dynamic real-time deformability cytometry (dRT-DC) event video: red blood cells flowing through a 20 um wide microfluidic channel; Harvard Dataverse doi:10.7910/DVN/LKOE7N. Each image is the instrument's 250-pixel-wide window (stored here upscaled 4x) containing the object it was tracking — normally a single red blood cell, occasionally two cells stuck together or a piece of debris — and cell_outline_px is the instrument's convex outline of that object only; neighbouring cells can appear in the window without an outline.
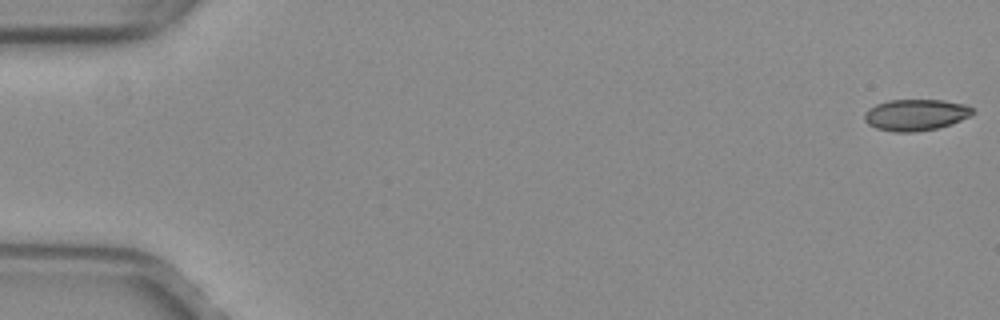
{"species": "common noctule bat (a hibernating species)", "species_latin": "Nyctalus noctula", "temperature_condition": "warm", "stored_images_in_passage": 52, "camera_frame_rate_fps": 3000, "um_per_image_px": 0.085, "animal": {"sex": "female", "body_mass_g": 29.2, "forearm_length_mm": 56.3}, "frame": {"image": 1, "passage_image": 1, "time_ms": 0.0, "image_size_px": [1000, 320], "cell_outline_px": [[976, 112], [972, 116], [952, 124], [936, 128], [916, 132], [892, 132], [876, 128], [868, 124], [864, 120], [864, 112], [868, 108], [876, 104], [888, 100], [944, 100], [964, 104], [972, 108]], "centroid_in_image_um": [77.84, 9.76], "position_along_channel_um": 7.2, "area_um2": 20.06}}
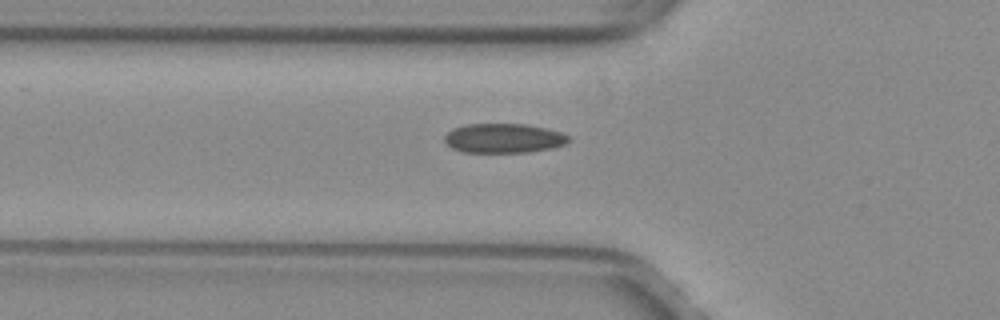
{"frame": {"image": 2, "passage_image": 19, "time_ms": 6.0, "image_size_px": [1000, 320], "cell_outline_px": [[572, 140], [568, 144], [552, 148], [528, 152], [460, 152], [452, 148], [444, 140], [444, 136], [452, 128], [468, 124], [528, 124], [560, 132], [568, 136]], "centroid_in_image_um": [42.83, 11.75], "position_along_channel_um": 83.0, "area_um2": 21.39}}
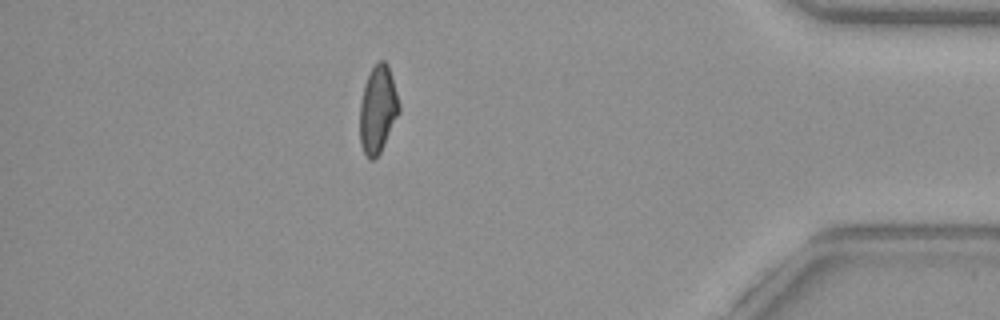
{"frame": {"image": 3, "passage_image": 46, "time_ms": 15.0, "image_size_px": [1000, 320], "cell_outline_px": [[400, 112], [380, 152], [372, 160], [368, 160], [360, 144], [360, 104], [364, 84], [372, 68], [380, 60], [384, 60], [388, 64], [392, 76], [400, 104]], "centroid_in_image_um": [32.12, 9.3], "position_along_channel_um": 403.1, "area_um2": 19.94}, "authors_computed_cell_mechanics": {"area_um2": 20.519, "velocity_mm_per_s": 4.0247, "shape_relaxation_time_tau1_ms": 10.4074, "shape_relaxation_time_tau2_ms": 1.5013, "deformation_change_tau1": 0.2082, "deformation_change_tau2": 0.062}}